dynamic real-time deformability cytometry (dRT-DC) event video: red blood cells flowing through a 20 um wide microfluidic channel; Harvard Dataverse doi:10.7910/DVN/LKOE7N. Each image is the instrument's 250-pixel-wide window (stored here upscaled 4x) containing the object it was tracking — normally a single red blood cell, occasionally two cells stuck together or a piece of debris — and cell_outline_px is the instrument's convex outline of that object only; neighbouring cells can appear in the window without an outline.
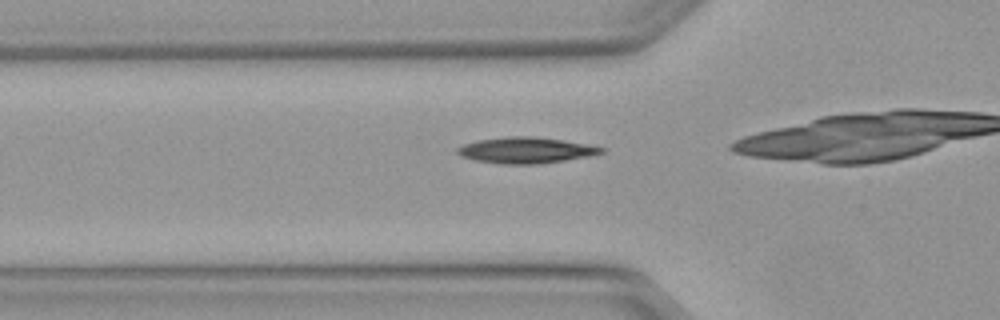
{"species": "Egyptian fruit bat (a non-hibernating species)", "species_latin": "Rousettus aegyptiacus", "temperature_condition": "warm", "stored_images_in_passage": 30, "camera_frame_rate_fps": 3000, "um_per_image_px": 0.085, "animal": {"sex": "female"}, "frame": {"image": 1, "passage_image": 8, "time_ms": 2.333, "image_size_px": [1000, 320], "cell_outline_px": [[604, 152], [588, 156], [564, 160], [536, 164], [500, 164], [476, 160], [460, 156], [456, 152], [456, 148], [464, 144], [476, 140], [508, 136], [532, 136], [560, 140], [584, 144], [604, 148]], "centroid_in_image_um": [44.61, 12.77], "position_along_channel_um": 81.2, "area_um2": 21.56}}
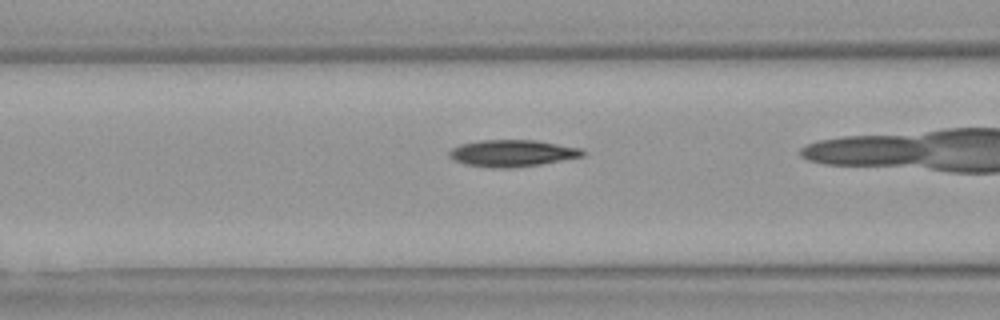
{"frame": {"image": 2, "passage_image": 11, "time_ms": 3.333, "image_size_px": [1000, 320], "cell_outline_px": [[584, 156], [540, 164], [512, 168], [488, 168], [464, 164], [448, 156], [448, 152], [452, 148], [460, 144], [480, 140], [536, 140], [584, 148]], "centroid_in_image_um": [43.54, 13.02], "position_along_channel_um": 123.1, "area_um2": 20.98}}